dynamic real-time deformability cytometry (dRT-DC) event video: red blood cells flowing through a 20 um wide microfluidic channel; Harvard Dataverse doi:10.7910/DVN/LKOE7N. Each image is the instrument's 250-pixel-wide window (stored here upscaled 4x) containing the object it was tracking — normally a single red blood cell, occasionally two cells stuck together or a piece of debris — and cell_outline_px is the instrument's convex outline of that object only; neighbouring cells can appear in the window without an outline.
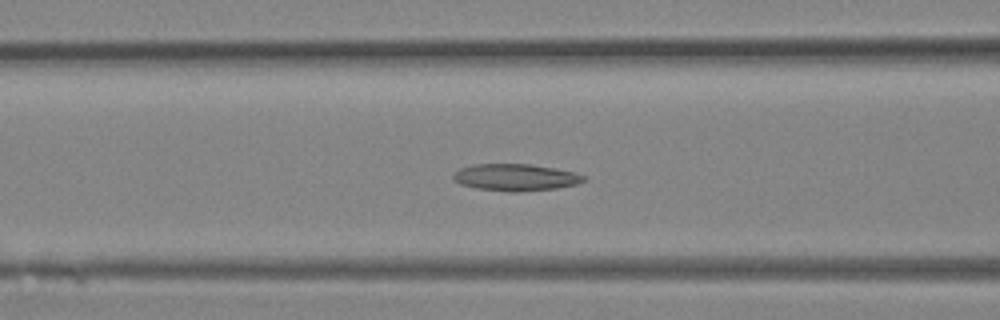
{"species": "Egyptian fruit bat (a non-hibernating species)", "species_latin": "Rousettus aegyptiacus", "temperature_condition": "room temperature", "stored_images_in_passage": 34, "camera_frame_rate_fps": 3000, "um_per_image_px": 0.085, "animal": {"sex": "female"}, "frame": {"image": 1, "passage_image": 14, "time_ms": 4.333, "image_size_px": [1000, 320], "cell_outline_px": [[588, 176], [584, 180], [576, 184], [556, 188], [516, 192], [508, 192], [476, 188], [460, 184], [452, 180], [452, 172], [460, 168], [472, 164], [532, 164], [556, 168], [576, 172]], "centroid_in_image_um": [43.79, 15.07], "position_along_channel_um": 122.8, "area_um2": 20.75}}
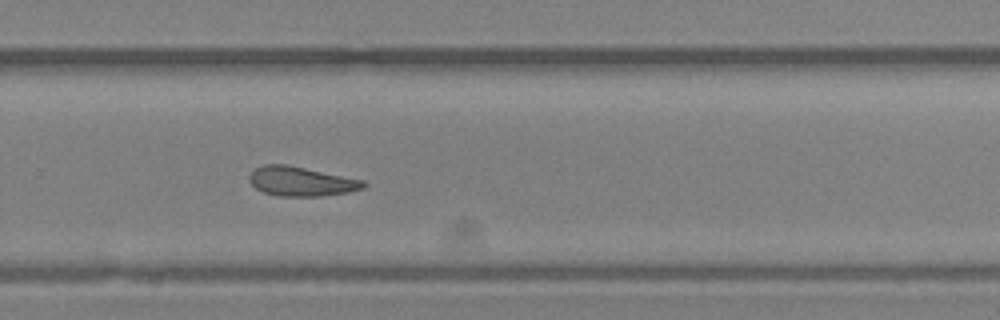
{"frame": {"image": 2, "passage_image": 23, "time_ms": 7.333, "image_size_px": [1000, 320], "cell_outline_px": [[368, 184], [364, 188], [348, 192], [320, 196], [280, 196], [264, 192], [256, 188], [248, 180], [248, 176], [256, 168], [264, 164], [288, 164], [364, 180]], "centroid_in_image_um": [25.61, 15.41], "position_along_channel_um": 304.2, "area_um2": 19.59}}
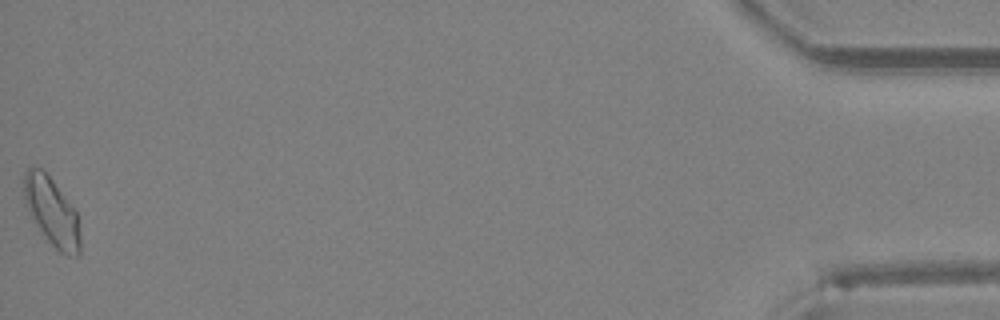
{"frame": {"image": 3, "passage_image": 34, "time_ms": 11.0, "image_size_px": [1000, 320], "cell_outline_px": [[80, 256], [68, 256], [60, 252], [48, 240], [36, 224], [24, 200], [24, 176], [28, 168], [32, 164], [44, 168], [76, 208], [80, 236]], "centroid_in_image_um": [4.43, 17.93], "position_along_channel_um": 430.8, "area_um2": 22.66}}